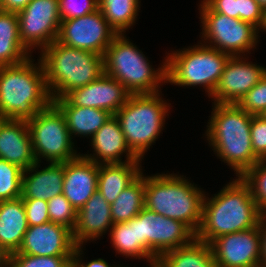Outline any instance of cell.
<instances>
[{
    "instance_id": "5",
    "label": "cell",
    "mask_w": 266,
    "mask_h": 267,
    "mask_svg": "<svg viewBox=\"0 0 266 267\" xmlns=\"http://www.w3.org/2000/svg\"><path fill=\"white\" fill-rule=\"evenodd\" d=\"M52 100L86 86L104 74L103 56L71 48L55 40L40 53Z\"/></svg>"
},
{
    "instance_id": "39",
    "label": "cell",
    "mask_w": 266,
    "mask_h": 267,
    "mask_svg": "<svg viewBox=\"0 0 266 267\" xmlns=\"http://www.w3.org/2000/svg\"><path fill=\"white\" fill-rule=\"evenodd\" d=\"M264 9L256 0H238V19L249 22L258 29L261 27Z\"/></svg>"
},
{
    "instance_id": "28",
    "label": "cell",
    "mask_w": 266,
    "mask_h": 267,
    "mask_svg": "<svg viewBox=\"0 0 266 267\" xmlns=\"http://www.w3.org/2000/svg\"><path fill=\"white\" fill-rule=\"evenodd\" d=\"M145 175L143 172L130 183L111 204L113 224L127 222L145 207Z\"/></svg>"
},
{
    "instance_id": "37",
    "label": "cell",
    "mask_w": 266,
    "mask_h": 267,
    "mask_svg": "<svg viewBox=\"0 0 266 267\" xmlns=\"http://www.w3.org/2000/svg\"><path fill=\"white\" fill-rule=\"evenodd\" d=\"M250 133L255 156L259 160L266 159V119L252 115Z\"/></svg>"
},
{
    "instance_id": "36",
    "label": "cell",
    "mask_w": 266,
    "mask_h": 267,
    "mask_svg": "<svg viewBox=\"0 0 266 267\" xmlns=\"http://www.w3.org/2000/svg\"><path fill=\"white\" fill-rule=\"evenodd\" d=\"M81 2L79 0H59L61 20L86 16L98 9V0H81Z\"/></svg>"
},
{
    "instance_id": "46",
    "label": "cell",
    "mask_w": 266,
    "mask_h": 267,
    "mask_svg": "<svg viewBox=\"0 0 266 267\" xmlns=\"http://www.w3.org/2000/svg\"><path fill=\"white\" fill-rule=\"evenodd\" d=\"M256 2L265 10L266 9V0H256Z\"/></svg>"
},
{
    "instance_id": "15",
    "label": "cell",
    "mask_w": 266,
    "mask_h": 267,
    "mask_svg": "<svg viewBox=\"0 0 266 267\" xmlns=\"http://www.w3.org/2000/svg\"><path fill=\"white\" fill-rule=\"evenodd\" d=\"M245 59L247 58L242 55L230 56L211 96L212 100L214 99L213 104H238L266 74L265 67L250 63Z\"/></svg>"
},
{
    "instance_id": "6",
    "label": "cell",
    "mask_w": 266,
    "mask_h": 267,
    "mask_svg": "<svg viewBox=\"0 0 266 267\" xmlns=\"http://www.w3.org/2000/svg\"><path fill=\"white\" fill-rule=\"evenodd\" d=\"M162 63L158 69L152 68L148 58L124 34H118L103 55L104 74L119 81L131 94L161 92V82L166 83V60Z\"/></svg>"
},
{
    "instance_id": "42",
    "label": "cell",
    "mask_w": 266,
    "mask_h": 267,
    "mask_svg": "<svg viewBox=\"0 0 266 267\" xmlns=\"http://www.w3.org/2000/svg\"><path fill=\"white\" fill-rule=\"evenodd\" d=\"M261 232V261L260 267H266V214H262L258 224Z\"/></svg>"
},
{
    "instance_id": "9",
    "label": "cell",
    "mask_w": 266,
    "mask_h": 267,
    "mask_svg": "<svg viewBox=\"0 0 266 267\" xmlns=\"http://www.w3.org/2000/svg\"><path fill=\"white\" fill-rule=\"evenodd\" d=\"M33 151L37 162L64 163L80 155L67 128L61 110L52 102L27 121ZM41 158V159H40Z\"/></svg>"
},
{
    "instance_id": "11",
    "label": "cell",
    "mask_w": 266,
    "mask_h": 267,
    "mask_svg": "<svg viewBox=\"0 0 266 267\" xmlns=\"http://www.w3.org/2000/svg\"><path fill=\"white\" fill-rule=\"evenodd\" d=\"M141 258L151 267L167 251L190 244L196 234L181 221L165 217L144 207L137 215Z\"/></svg>"
},
{
    "instance_id": "10",
    "label": "cell",
    "mask_w": 266,
    "mask_h": 267,
    "mask_svg": "<svg viewBox=\"0 0 266 267\" xmlns=\"http://www.w3.org/2000/svg\"><path fill=\"white\" fill-rule=\"evenodd\" d=\"M198 9L205 45L230 56H243L256 47L259 29L251 23L214 12L204 1Z\"/></svg>"
},
{
    "instance_id": "17",
    "label": "cell",
    "mask_w": 266,
    "mask_h": 267,
    "mask_svg": "<svg viewBox=\"0 0 266 267\" xmlns=\"http://www.w3.org/2000/svg\"><path fill=\"white\" fill-rule=\"evenodd\" d=\"M75 247L72 231L50 221L37 226H28L20 249L13 254L74 256Z\"/></svg>"
},
{
    "instance_id": "1",
    "label": "cell",
    "mask_w": 266,
    "mask_h": 267,
    "mask_svg": "<svg viewBox=\"0 0 266 267\" xmlns=\"http://www.w3.org/2000/svg\"><path fill=\"white\" fill-rule=\"evenodd\" d=\"M261 215L249 184L236 177L212 198L204 195L196 239L210 244L217 237L258 226Z\"/></svg>"
},
{
    "instance_id": "23",
    "label": "cell",
    "mask_w": 266,
    "mask_h": 267,
    "mask_svg": "<svg viewBox=\"0 0 266 267\" xmlns=\"http://www.w3.org/2000/svg\"><path fill=\"white\" fill-rule=\"evenodd\" d=\"M53 103L64 114L72 139L73 136L91 138L112 116L103 109L72 106L64 97L54 99Z\"/></svg>"
},
{
    "instance_id": "21",
    "label": "cell",
    "mask_w": 266,
    "mask_h": 267,
    "mask_svg": "<svg viewBox=\"0 0 266 267\" xmlns=\"http://www.w3.org/2000/svg\"><path fill=\"white\" fill-rule=\"evenodd\" d=\"M0 159L23 170L37 162L27 121L0 118Z\"/></svg>"
},
{
    "instance_id": "27",
    "label": "cell",
    "mask_w": 266,
    "mask_h": 267,
    "mask_svg": "<svg viewBox=\"0 0 266 267\" xmlns=\"http://www.w3.org/2000/svg\"><path fill=\"white\" fill-rule=\"evenodd\" d=\"M156 267H216L210 244L194 239L190 244L164 252Z\"/></svg>"
},
{
    "instance_id": "29",
    "label": "cell",
    "mask_w": 266,
    "mask_h": 267,
    "mask_svg": "<svg viewBox=\"0 0 266 267\" xmlns=\"http://www.w3.org/2000/svg\"><path fill=\"white\" fill-rule=\"evenodd\" d=\"M140 3V0H98V9L117 34H125L137 21Z\"/></svg>"
},
{
    "instance_id": "38",
    "label": "cell",
    "mask_w": 266,
    "mask_h": 267,
    "mask_svg": "<svg viewBox=\"0 0 266 267\" xmlns=\"http://www.w3.org/2000/svg\"><path fill=\"white\" fill-rule=\"evenodd\" d=\"M28 226L50 222L47 201L35 198H22Z\"/></svg>"
},
{
    "instance_id": "3",
    "label": "cell",
    "mask_w": 266,
    "mask_h": 267,
    "mask_svg": "<svg viewBox=\"0 0 266 267\" xmlns=\"http://www.w3.org/2000/svg\"><path fill=\"white\" fill-rule=\"evenodd\" d=\"M0 67V118L28 121L52 102L41 60Z\"/></svg>"
},
{
    "instance_id": "14",
    "label": "cell",
    "mask_w": 266,
    "mask_h": 267,
    "mask_svg": "<svg viewBox=\"0 0 266 267\" xmlns=\"http://www.w3.org/2000/svg\"><path fill=\"white\" fill-rule=\"evenodd\" d=\"M216 267H260L259 227L226 234L210 243Z\"/></svg>"
},
{
    "instance_id": "34",
    "label": "cell",
    "mask_w": 266,
    "mask_h": 267,
    "mask_svg": "<svg viewBox=\"0 0 266 267\" xmlns=\"http://www.w3.org/2000/svg\"><path fill=\"white\" fill-rule=\"evenodd\" d=\"M73 256L11 254L10 267H72Z\"/></svg>"
},
{
    "instance_id": "25",
    "label": "cell",
    "mask_w": 266,
    "mask_h": 267,
    "mask_svg": "<svg viewBox=\"0 0 266 267\" xmlns=\"http://www.w3.org/2000/svg\"><path fill=\"white\" fill-rule=\"evenodd\" d=\"M141 161L99 164L97 190L112 204L119 194L142 172Z\"/></svg>"
},
{
    "instance_id": "13",
    "label": "cell",
    "mask_w": 266,
    "mask_h": 267,
    "mask_svg": "<svg viewBox=\"0 0 266 267\" xmlns=\"http://www.w3.org/2000/svg\"><path fill=\"white\" fill-rule=\"evenodd\" d=\"M117 35L102 11L97 9L86 16L61 20L57 41L71 48L103 56Z\"/></svg>"
},
{
    "instance_id": "19",
    "label": "cell",
    "mask_w": 266,
    "mask_h": 267,
    "mask_svg": "<svg viewBox=\"0 0 266 267\" xmlns=\"http://www.w3.org/2000/svg\"><path fill=\"white\" fill-rule=\"evenodd\" d=\"M91 146L94 154H81L83 157L97 164H121L138 159L129 149L119 120L112 115L110 119L91 137ZM126 154V160L122 155Z\"/></svg>"
},
{
    "instance_id": "41",
    "label": "cell",
    "mask_w": 266,
    "mask_h": 267,
    "mask_svg": "<svg viewBox=\"0 0 266 267\" xmlns=\"http://www.w3.org/2000/svg\"><path fill=\"white\" fill-rule=\"evenodd\" d=\"M82 246H76L74 250V256H73V266L74 267H113L110 264L106 262V260L102 258L91 260L90 262H82ZM116 267V265H114ZM118 267H121L118 265Z\"/></svg>"
},
{
    "instance_id": "31",
    "label": "cell",
    "mask_w": 266,
    "mask_h": 267,
    "mask_svg": "<svg viewBox=\"0 0 266 267\" xmlns=\"http://www.w3.org/2000/svg\"><path fill=\"white\" fill-rule=\"evenodd\" d=\"M23 169L0 159V201L21 197Z\"/></svg>"
},
{
    "instance_id": "16",
    "label": "cell",
    "mask_w": 266,
    "mask_h": 267,
    "mask_svg": "<svg viewBox=\"0 0 266 267\" xmlns=\"http://www.w3.org/2000/svg\"><path fill=\"white\" fill-rule=\"evenodd\" d=\"M131 93L116 79L103 74L97 80L68 92L64 98L72 105L103 109L115 115Z\"/></svg>"
},
{
    "instance_id": "7",
    "label": "cell",
    "mask_w": 266,
    "mask_h": 267,
    "mask_svg": "<svg viewBox=\"0 0 266 267\" xmlns=\"http://www.w3.org/2000/svg\"><path fill=\"white\" fill-rule=\"evenodd\" d=\"M159 92L131 94L124 106L116 112L125 141L140 160L160 135L169 106Z\"/></svg>"
},
{
    "instance_id": "35",
    "label": "cell",
    "mask_w": 266,
    "mask_h": 267,
    "mask_svg": "<svg viewBox=\"0 0 266 267\" xmlns=\"http://www.w3.org/2000/svg\"><path fill=\"white\" fill-rule=\"evenodd\" d=\"M238 105L251 115H261L266 109V74L241 99Z\"/></svg>"
},
{
    "instance_id": "32",
    "label": "cell",
    "mask_w": 266,
    "mask_h": 267,
    "mask_svg": "<svg viewBox=\"0 0 266 267\" xmlns=\"http://www.w3.org/2000/svg\"><path fill=\"white\" fill-rule=\"evenodd\" d=\"M242 178L249 184L260 212L266 214V159L259 160Z\"/></svg>"
},
{
    "instance_id": "44",
    "label": "cell",
    "mask_w": 266,
    "mask_h": 267,
    "mask_svg": "<svg viewBox=\"0 0 266 267\" xmlns=\"http://www.w3.org/2000/svg\"><path fill=\"white\" fill-rule=\"evenodd\" d=\"M11 253L0 242V267H10Z\"/></svg>"
},
{
    "instance_id": "8",
    "label": "cell",
    "mask_w": 266,
    "mask_h": 267,
    "mask_svg": "<svg viewBox=\"0 0 266 267\" xmlns=\"http://www.w3.org/2000/svg\"><path fill=\"white\" fill-rule=\"evenodd\" d=\"M172 51L166 56V83L180 87L203 86L210 98L230 55L205 44Z\"/></svg>"
},
{
    "instance_id": "26",
    "label": "cell",
    "mask_w": 266,
    "mask_h": 267,
    "mask_svg": "<svg viewBox=\"0 0 266 267\" xmlns=\"http://www.w3.org/2000/svg\"><path fill=\"white\" fill-rule=\"evenodd\" d=\"M31 53L20 39L17 13L0 9V67L20 64Z\"/></svg>"
},
{
    "instance_id": "2",
    "label": "cell",
    "mask_w": 266,
    "mask_h": 267,
    "mask_svg": "<svg viewBox=\"0 0 266 267\" xmlns=\"http://www.w3.org/2000/svg\"><path fill=\"white\" fill-rule=\"evenodd\" d=\"M205 136L217 157L242 177L259 161L251 141L252 115L238 104L214 103Z\"/></svg>"
},
{
    "instance_id": "4",
    "label": "cell",
    "mask_w": 266,
    "mask_h": 267,
    "mask_svg": "<svg viewBox=\"0 0 266 267\" xmlns=\"http://www.w3.org/2000/svg\"><path fill=\"white\" fill-rule=\"evenodd\" d=\"M184 175L145 176V207L165 217L181 221L195 234L202 221L205 192Z\"/></svg>"
},
{
    "instance_id": "43",
    "label": "cell",
    "mask_w": 266,
    "mask_h": 267,
    "mask_svg": "<svg viewBox=\"0 0 266 267\" xmlns=\"http://www.w3.org/2000/svg\"><path fill=\"white\" fill-rule=\"evenodd\" d=\"M31 0H2L0 9L9 12H19L24 9Z\"/></svg>"
},
{
    "instance_id": "20",
    "label": "cell",
    "mask_w": 266,
    "mask_h": 267,
    "mask_svg": "<svg viewBox=\"0 0 266 267\" xmlns=\"http://www.w3.org/2000/svg\"><path fill=\"white\" fill-rule=\"evenodd\" d=\"M111 204L97 190L77 211L75 228L72 231L76 246L88 241H96L113 226Z\"/></svg>"
},
{
    "instance_id": "18",
    "label": "cell",
    "mask_w": 266,
    "mask_h": 267,
    "mask_svg": "<svg viewBox=\"0 0 266 267\" xmlns=\"http://www.w3.org/2000/svg\"><path fill=\"white\" fill-rule=\"evenodd\" d=\"M99 164L81 154L64 162L62 194L79 211L97 191Z\"/></svg>"
},
{
    "instance_id": "33",
    "label": "cell",
    "mask_w": 266,
    "mask_h": 267,
    "mask_svg": "<svg viewBox=\"0 0 266 267\" xmlns=\"http://www.w3.org/2000/svg\"><path fill=\"white\" fill-rule=\"evenodd\" d=\"M47 204L50 221L73 231L76 225L77 211L67 198L63 194L54 196L47 201Z\"/></svg>"
},
{
    "instance_id": "24",
    "label": "cell",
    "mask_w": 266,
    "mask_h": 267,
    "mask_svg": "<svg viewBox=\"0 0 266 267\" xmlns=\"http://www.w3.org/2000/svg\"><path fill=\"white\" fill-rule=\"evenodd\" d=\"M27 229L22 197L0 201V242L11 254L20 249Z\"/></svg>"
},
{
    "instance_id": "47",
    "label": "cell",
    "mask_w": 266,
    "mask_h": 267,
    "mask_svg": "<svg viewBox=\"0 0 266 267\" xmlns=\"http://www.w3.org/2000/svg\"><path fill=\"white\" fill-rule=\"evenodd\" d=\"M261 116L266 119V109L262 112Z\"/></svg>"
},
{
    "instance_id": "45",
    "label": "cell",
    "mask_w": 266,
    "mask_h": 267,
    "mask_svg": "<svg viewBox=\"0 0 266 267\" xmlns=\"http://www.w3.org/2000/svg\"><path fill=\"white\" fill-rule=\"evenodd\" d=\"M264 30L266 32V9L264 10V17L261 27L259 28V32Z\"/></svg>"
},
{
    "instance_id": "30",
    "label": "cell",
    "mask_w": 266,
    "mask_h": 267,
    "mask_svg": "<svg viewBox=\"0 0 266 267\" xmlns=\"http://www.w3.org/2000/svg\"><path fill=\"white\" fill-rule=\"evenodd\" d=\"M110 238L115 252L141 259V240H138L137 216L127 222L115 223L110 229Z\"/></svg>"
},
{
    "instance_id": "40",
    "label": "cell",
    "mask_w": 266,
    "mask_h": 267,
    "mask_svg": "<svg viewBox=\"0 0 266 267\" xmlns=\"http://www.w3.org/2000/svg\"><path fill=\"white\" fill-rule=\"evenodd\" d=\"M214 12L238 19V0H203Z\"/></svg>"
},
{
    "instance_id": "12",
    "label": "cell",
    "mask_w": 266,
    "mask_h": 267,
    "mask_svg": "<svg viewBox=\"0 0 266 267\" xmlns=\"http://www.w3.org/2000/svg\"><path fill=\"white\" fill-rule=\"evenodd\" d=\"M17 16L20 39L30 52L32 48L42 51L57 40L61 24L59 0H31Z\"/></svg>"
},
{
    "instance_id": "22",
    "label": "cell",
    "mask_w": 266,
    "mask_h": 267,
    "mask_svg": "<svg viewBox=\"0 0 266 267\" xmlns=\"http://www.w3.org/2000/svg\"><path fill=\"white\" fill-rule=\"evenodd\" d=\"M39 170L40 162H36L23 171L22 198H35L48 201L62 194L64 179V163H48Z\"/></svg>"
}]
</instances>
